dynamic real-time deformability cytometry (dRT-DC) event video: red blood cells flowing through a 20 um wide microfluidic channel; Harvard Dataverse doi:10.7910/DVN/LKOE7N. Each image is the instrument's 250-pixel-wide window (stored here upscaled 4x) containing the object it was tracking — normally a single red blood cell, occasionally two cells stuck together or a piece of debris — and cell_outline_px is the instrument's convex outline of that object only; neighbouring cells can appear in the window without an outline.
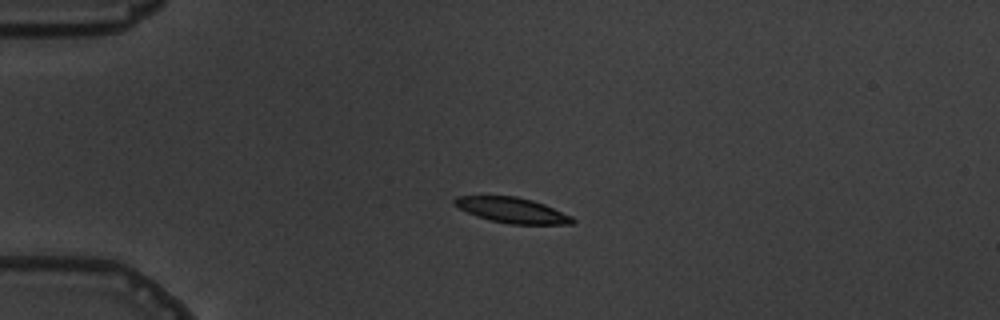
{"species": "common noctule bat (a hibernating species)", "species_latin": "Nyctalus noctula", "temperature_condition": "warm", "stored_images_in_passage": 4, "camera_frame_rate_fps": 3000, "um_per_image_px": 0.085, "animal": {"sex": "male", "body_mass_g": 19.5, "forearm_length_mm": 54.6}, "frame": {"image": 1, "passage_image": 3, "time_ms": 2.0, "image_size_px": [1000, 320], "cell_outline_px": [[576, 220], [572, 224], [508, 224], [476, 216], [452, 204], [452, 200], [456, 196], [516, 196], [532, 200], [544, 204], [572, 216]], "centroid_in_image_um": [43.53, 17.86], "position_along_channel_um": 41.5, "area_um2": 17.4}}